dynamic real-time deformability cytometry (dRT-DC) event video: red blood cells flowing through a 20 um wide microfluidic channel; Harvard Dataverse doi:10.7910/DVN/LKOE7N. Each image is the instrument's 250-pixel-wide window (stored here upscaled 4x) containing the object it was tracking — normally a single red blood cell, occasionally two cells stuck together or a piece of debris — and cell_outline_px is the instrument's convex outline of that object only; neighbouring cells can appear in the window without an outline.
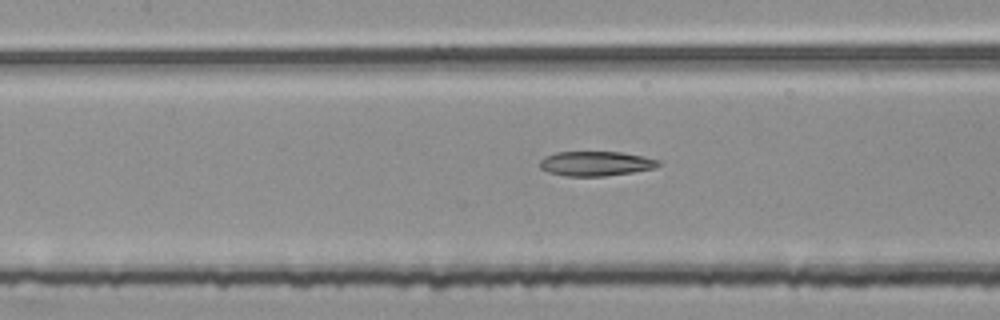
{"species": "common noctule bat (a hibernating species)", "species_latin": "Nyctalus noctula", "temperature_condition": "room temperature", "stored_images_in_passage": 55, "segment_of_instrument_passage": [2, 2], "camera_frame_rate_fps": 3000, "um_per_image_px": 0.085, "animal": {"sex": "female", "body_mass_g": 25.1}, "frame": {"image": 1, "passage_image": 25, "time_ms": 8.0, "image_size_px": [1000, 320], "cell_outline_px": [[660, 164], [652, 168], [632, 172], [604, 176], [564, 176], [548, 172], [540, 168], [540, 160], [544, 156], [556, 152], [620, 152], [660, 160]], "centroid_in_image_um": [50.58, 13.9], "position_along_channel_um": 156.8, "area_um2": 16.88}}
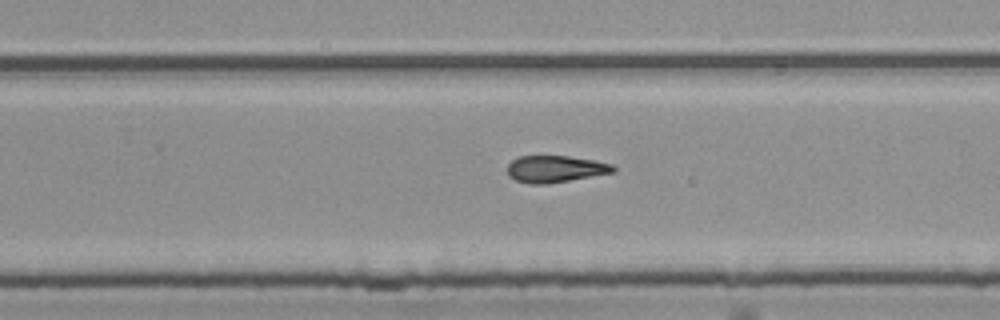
{"frame": {"image": 2, "passage_image": 35, "time_ms": 11.333, "image_size_px": [1000, 320], "cell_outline_px": [[616, 172], [544, 184], [528, 184], [516, 180], [508, 176], [508, 164], [512, 160], [520, 156], [568, 156], [592, 160], [612, 164], [616, 168]], "centroid_in_image_um": [47.19, 14.36], "position_along_channel_um": 282.6, "area_um2": 16.42}}
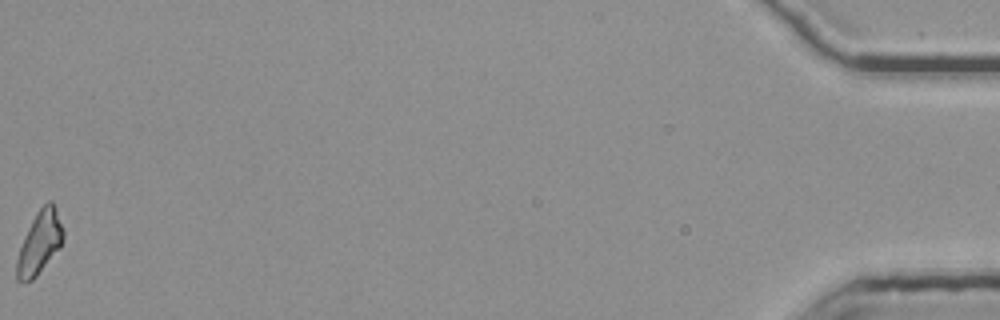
{"frame": {"image": 3, "passage_image": 55, "time_ms": 18.0, "image_size_px": [1000, 320], "cell_outline_px": [[64, 240], [60, 248], [36, 276], [32, 280], [16, 280], [16, 260], [24, 236], [36, 212], [48, 200], [52, 200], [56, 208], [64, 232]], "centroid_in_image_um": [3.38, 20.6], "position_along_channel_um": 431.8, "area_um2": 16.88}}